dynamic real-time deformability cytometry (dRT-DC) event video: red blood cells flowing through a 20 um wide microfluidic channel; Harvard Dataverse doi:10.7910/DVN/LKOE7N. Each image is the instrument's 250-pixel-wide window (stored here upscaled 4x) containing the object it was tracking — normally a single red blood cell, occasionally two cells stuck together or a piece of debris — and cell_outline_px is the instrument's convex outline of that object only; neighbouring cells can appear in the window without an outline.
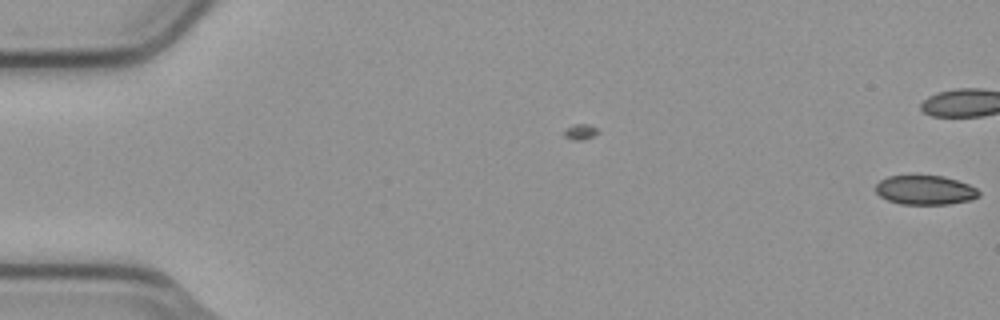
{"species": "common noctule bat (a hibernating species)", "species_latin": "Nyctalus noctula", "temperature_condition": "cold", "stored_images_in_passage": 2, "camera_frame_rate_fps": 3000, "um_per_image_px": 0.085, "animal": {"sex": "male", "body_mass_g": 23.1, "forearm_length_mm": 52.7}, "frame": {"image": 1, "passage_image": 2, "time_ms": 0.333, "image_size_px": [1000, 320], "cell_outline_px": [[980, 196], [972, 200], [948, 204], [900, 204], [888, 200], [880, 196], [876, 192], [876, 184], [880, 180], [888, 176], [944, 176], [968, 184], [976, 188], [980, 192]], "centroid_in_image_um": [78.65, 16.16], "position_along_channel_um": 6.3, "area_um2": 17.57}}